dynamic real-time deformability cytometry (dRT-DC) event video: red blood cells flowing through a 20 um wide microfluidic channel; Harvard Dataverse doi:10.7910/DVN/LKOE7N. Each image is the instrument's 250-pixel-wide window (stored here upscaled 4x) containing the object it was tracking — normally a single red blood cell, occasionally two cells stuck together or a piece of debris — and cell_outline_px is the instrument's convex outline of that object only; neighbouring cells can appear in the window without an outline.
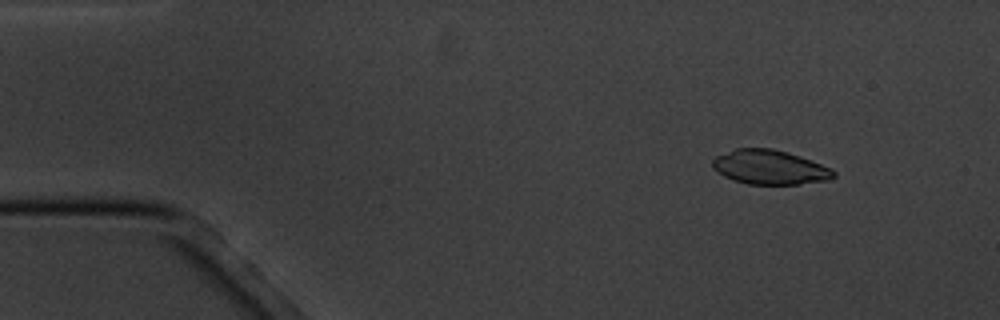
{"species": "common noctule bat (a hibernating species)", "species_latin": "Nyctalus noctula", "temperature_condition": "cold", "stored_images_in_passage": 4, "camera_frame_rate_fps": 3000, "um_per_image_px": 0.085, "animal": {"sex": "male", "body_mass_g": 20.1, "forearm_length_mm": 53.5}, "frame": {"image": 1, "passage_image": 2, "time_ms": 1.333, "image_size_px": [1000, 320], "cell_outline_px": [[836, 176], [828, 180], [800, 184], [748, 184], [732, 180], [724, 176], [712, 168], [712, 160], [716, 156], [736, 148], [772, 148], [788, 152], [812, 160], [832, 168], [836, 172]], "centroid_in_image_um": [65.44, 14.21], "position_along_channel_um": 19.6, "area_um2": 24.45}}
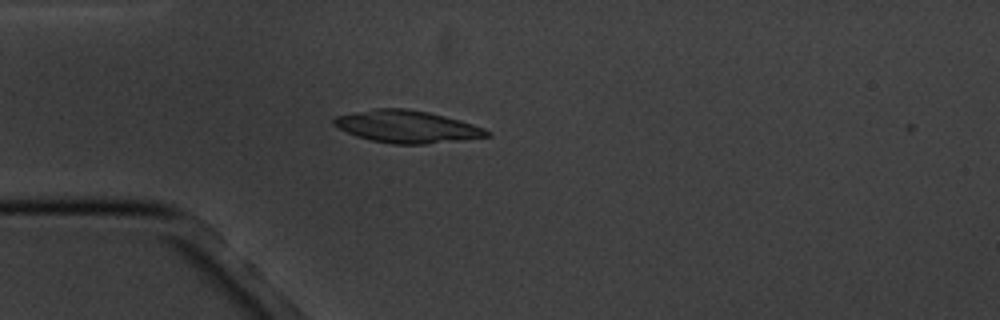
{"frame": {"image": 2, "passage_image": 4, "time_ms": 4.333, "image_size_px": [1000, 320], "cell_outline_px": [[492, 136], [460, 140], [424, 144], [392, 144], [372, 140], [356, 136], [332, 124], [332, 120], [336, 116], [376, 108], [404, 108], [428, 112], [460, 120], [484, 128], [492, 132]], "centroid_in_image_um": [34.62, 10.77], "position_along_channel_um": 50.4, "area_um2": 28.61}}